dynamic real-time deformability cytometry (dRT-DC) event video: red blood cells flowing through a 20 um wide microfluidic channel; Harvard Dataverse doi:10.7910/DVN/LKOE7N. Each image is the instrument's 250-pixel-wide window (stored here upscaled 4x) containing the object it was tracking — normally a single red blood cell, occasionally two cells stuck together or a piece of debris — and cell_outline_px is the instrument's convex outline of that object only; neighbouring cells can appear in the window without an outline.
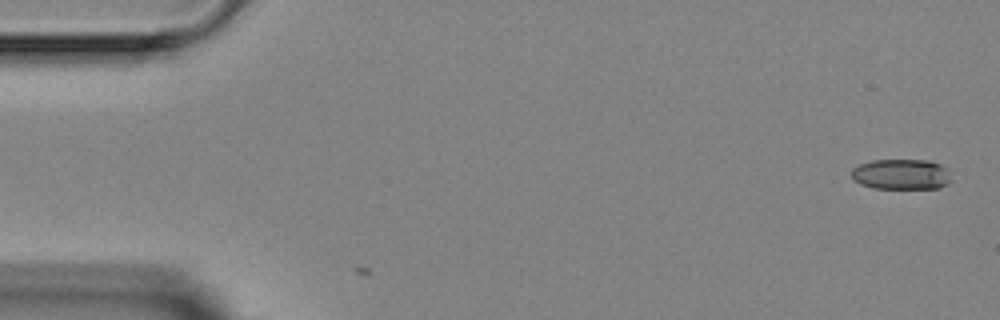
{"species": "Egyptian fruit bat (a non-hibernating species)", "species_latin": "Rousettus aegyptiacus", "temperature_condition": "room temperature", "stored_images_in_passage": 2, "camera_frame_rate_fps": 3000, "um_per_image_px": 0.085, "animal": {"sex": "female"}, "frame": {"image": 1, "passage_image": 2, "time_ms": 1.333, "image_size_px": [1000, 320], "cell_outline_px": [[952, 180], [948, 184], [940, 188], [872, 188], [860, 184], [852, 180], [852, 168], [860, 164], [872, 160], [928, 160], [940, 164], [948, 168]], "centroid_in_image_um": [76.63, 14.81], "position_along_channel_um": 8.4, "area_um2": 17.98}}